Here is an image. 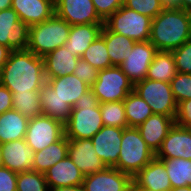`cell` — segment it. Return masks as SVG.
<instances>
[{"label":"cell","mask_w":191,"mask_h":191,"mask_svg":"<svg viewBox=\"0 0 191 191\" xmlns=\"http://www.w3.org/2000/svg\"><path fill=\"white\" fill-rule=\"evenodd\" d=\"M46 83L44 59L29 50L11 51L0 72V84L12 93L41 90Z\"/></svg>","instance_id":"1"},{"label":"cell","mask_w":191,"mask_h":191,"mask_svg":"<svg viewBox=\"0 0 191 191\" xmlns=\"http://www.w3.org/2000/svg\"><path fill=\"white\" fill-rule=\"evenodd\" d=\"M191 39V13L163 9L152 19L149 42L159 51H173Z\"/></svg>","instance_id":"2"},{"label":"cell","mask_w":191,"mask_h":191,"mask_svg":"<svg viewBox=\"0 0 191 191\" xmlns=\"http://www.w3.org/2000/svg\"><path fill=\"white\" fill-rule=\"evenodd\" d=\"M98 98L90 89L72 108L69 120L64 124L68 139H91L104 126Z\"/></svg>","instance_id":"3"},{"label":"cell","mask_w":191,"mask_h":191,"mask_svg":"<svg viewBox=\"0 0 191 191\" xmlns=\"http://www.w3.org/2000/svg\"><path fill=\"white\" fill-rule=\"evenodd\" d=\"M70 29L71 25L54 14L48 20L29 27L27 50L44 58L47 54L66 43Z\"/></svg>","instance_id":"4"},{"label":"cell","mask_w":191,"mask_h":191,"mask_svg":"<svg viewBox=\"0 0 191 191\" xmlns=\"http://www.w3.org/2000/svg\"><path fill=\"white\" fill-rule=\"evenodd\" d=\"M120 147L115 168L132 177L156 156L135 127L124 128Z\"/></svg>","instance_id":"5"},{"label":"cell","mask_w":191,"mask_h":191,"mask_svg":"<svg viewBox=\"0 0 191 191\" xmlns=\"http://www.w3.org/2000/svg\"><path fill=\"white\" fill-rule=\"evenodd\" d=\"M152 18L122 5L105 22L112 32L128 37L135 42L150 40Z\"/></svg>","instance_id":"6"},{"label":"cell","mask_w":191,"mask_h":191,"mask_svg":"<svg viewBox=\"0 0 191 191\" xmlns=\"http://www.w3.org/2000/svg\"><path fill=\"white\" fill-rule=\"evenodd\" d=\"M91 90L99 103L123 101L134 90V84L119 66L99 70Z\"/></svg>","instance_id":"7"},{"label":"cell","mask_w":191,"mask_h":191,"mask_svg":"<svg viewBox=\"0 0 191 191\" xmlns=\"http://www.w3.org/2000/svg\"><path fill=\"white\" fill-rule=\"evenodd\" d=\"M134 91L145 100L155 114L175 117L177 102L169 82L155 81L145 78L134 85Z\"/></svg>","instance_id":"8"},{"label":"cell","mask_w":191,"mask_h":191,"mask_svg":"<svg viewBox=\"0 0 191 191\" xmlns=\"http://www.w3.org/2000/svg\"><path fill=\"white\" fill-rule=\"evenodd\" d=\"M64 135V124L61 121L39 115L29 118L25 141L34 152H38L57 142Z\"/></svg>","instance_id":"9"},{"label":"cell","mask_w":191,"mask_h":191,"mask_svg":"<svg viewBox=\"0 0 191 191\" xmlns=\"http://www.w3.org/2000/svg\"><path fill=\"white\" fill-rule=\"evenodd\" d=\"M29 25L19 19L12 8L0 11V45L11 51L26 50L29 42Z\"/></svg>","instance_id":"10"},{"label":"cell","mask_w":191,"mask_h":191,"mask_svg":"<svg viewBox=\"0 0 191 191\" xmlns=\"http://www.w3.org/2000/svg\"><path fill=\"white\" fill-rule=\"evenodd\" d=\"M55 14L69 25L104 24L92 0H55Z\"/></svg>","instance_id":"11"},{"label":"cell","mask_w":191,"mask_h":191,"mask_svg":"<svg viewBox=\"0 0 191 191\" xmlns=\"http://www.w3.org/2000/svg\"><path fill=\"white\" fill-rule=\"evenodd\" d=\"M158 50L149 42H136L120 68L135 85L146 78L147 71Z\"/></svg>","instance_id":"12"},{"label":"cell","mask_w":191,"mask_h":191,"mask_svg":"<svg viewBox=\"0 0 191 191\" xmlns=\"http://www.w3.org/2000/svg\"><path fill=\"white\" fill-rule=\"evenodd\" d=\"M124 128L103 126L92 138L97 156L106 167H116Z\"/></svg>","instance_id":"13"},{"label":"cell","mask_w":191,"mask_h":191,"mask_svg":"<svg viewBox=\"0 0 191 191\" xmlns=\"http://www.w3.org/2000/svg\"><path fill=\"white\" fill-rule=\"evenodd\" d=\"M133 183V177L114 167L84 176L82 186L84 191H128Z\"/></svg>","instance_id":"14"},{"label":"cell","mask_w":191,"mask_h":191,"mask_svg":"<svg viewBox=\"0 0 191 191\" xmlns=\"http://www.w3.org/2000/svg\"><path fill=\"white\" fill-rule=\"evenodd\" d=\"M0 147L2 166L16 173L33 170L35 152L25 138L0 144Z\"/></svg>","instance_id":"15"},{"label":"cell","mask_w":191,"mask_h":191,"mask_svg":"<svg viewBox=\"0 0 191 191\" xmlns=\"http://www.w3.org/2000/svg\"><path fill=\"white\" fill-rule=\"evenodd\" d=\"M68 140V156L84 176L106 168L105 164L97 156L91 139Z\"/></svg>","instance_id":"16"},{"label":"cell","mask_w":191,"mask_h":191,"mask_svg":"<svg viewBox=\"0 0 191 191\" xmlns=\"http://www.w3.org/2000/svg\"><path fill=\"white\" fill-rule=\"evenodd\" d=\"M156 157L158 159L184 158L191 160V130L174 124L163 140Z\"/></svg>","instance_id":"17"},{"label":"cell","mask_w":191,"mask_h":191,"mask_svg":"<svg viewBox=\"0 0 191 191\" xmlns=\"http://www.w3.org/2000/svg\"><path fill=\"white\" fill-rule=\"evenodd\" d=\"M174 124L175 117L153 113L137 129L148 147L156 154Z\"/></svg>","instance_id":"18"},{"label":"cell","mask_w":191,"mask_h":191,"mask_svg":"<svg viewBox=\"0 0 191 191\" xmlns=\"http://www.w3.org/2000/svg\"><path fill=\"white\" fill-rule=\"evenodd\" d=\"M11 8L29 26L42 23L55 14V0H12Z\"/></svg>","instance_id":"19"},{"label":"cell","mask_w":191,"mask_h":191,"mask_svg":"<svg viewBox=\"0 0 191 191\" xmlns=\"http://www.w3.org/2000/svg\"><path fill=\"white\" fill-rule=\"evenodd\" d=\"M133 183L139 188L154 191H169L172 188L165 165L156 156L133 177Z\"/></svg>","instance_id":"20"},{"label":"cell","mask_w":191,"mask_h":191,"mask_svg":"<svg viewBox=\"0 0 191 191\" xmlns=\"http://www.w3.org/2000/svg\"><path fill=\"white\" fill-rule=\"evenodd\" d=\"M44 176L50 190L64 186H80L84 180V175L68 155L49 168Z\"/></svg>","instance_id":"21"},{"label":"cell","mask_w":191,"mask_h":191,"mask_svg":"<svg viewBox=\"0 0 191 191\" xmlns=\"http://www.w3.org/2000/svg\"><path fill=\"white\" fill-rule=\"evenodd\" d=\"M103 26L104 24L71 25L65 48L73 56L81 58L90 44L100 36Z\"/></svg>","instance_id":"22"},{"label":"cell","mask_w":191,"mask_h":191,"mask_svg":"<svg viewBox=\"0 0 191 191\" xmlns=\"http://www.w3.org/2000/svg\"><path fill=\"white\" fill-rule=\"evenodd\" d=\"M79 58L73 56L64 45L53 50L43 58L45 78H59L73 74Z\"/></svg>","instance_id":"23"},{"label":"cell","mask_w":191,"mask_h":191,"mask_svg":"<svg viewBox=\"0 0 191 191\" xmlns=\"http://www.w3.org/2000/svg\"><path fill=\"white\" fill-rule=\"evenodd\" d=\"M46 83L53 88L58 97L72 107L85 92L91 89L74 74L59 78H46Z\"/></svg>","instance_id":"24"},{"label":"cell","mask_w":191,"mask_h":191,"mask_svg":"<svg viewBox=\"0 0 191 191\" xmlns=\"http://www.w3.org/2000/svg\"><path fill=\"white\" fill-rule=\"evenodd\" d=\"M42 115L52 117L65 124L71 115L72 106L57 96L47 83L39 93Z\"/></svg>","instance_id":"25"},{"label":"cell","mask_w":191,"mask_h":191,"mask_svg":"<svg viewBox=\"0 0 191 191\" xmlns=\"http://www.w3.org/2000/svg\"><path fill=\"white\" fill-rule=\"evenodd\" d=\"M28 121L14 109L0 114V144L25 138Z\"/></svg>","instance_id":"26"},{"label":"cell","mask_w":191,"mask_h":191,"mask_svg":"<svg viewBox=\"0 0 191 191\" xmlns=\"http://www.w3.org/2000/svg\"><path fill=\"white\" fill-rule=\"evenodd\" d=\"M69 140L64 135L60 140L50 146L35 152L33 158V170L45 174V172L54 166L60 160L68 155Z\"/></svg>","instance_id":"27"},{"label":"cell","mask_w":191,"mask_h":191,"mask_svg":"<svg viewBox=\"0 0 191 191\" xmlns=\"http://www.w3.org/2000/svg\"><path fill=\"white\" fill-rule=\"evenodd\" d=\"M106 43L109 58L113 66H120L127 59V54L131 53L134 40L110 31L105 25L100 34Z\"/></svg>","instance_id":"28"},{"label":"cell","mask_w":191,"mask_h":191,"mask_svg":"<svg viewBox=\"0 0 191 191\" xmlns=\"http://www.w3.org/2000/svg\"><path fill=\"white\" fill-rule=\"evenodd\" d=\"M176 73L177 68L172 51L158 50L148 68L146 78L170 83Z\"/></svg>","instance_id":"29"},{"label":"cell","mask_w":191,"mask_h":191,"mask_svg":"<svg viewBox=\"0 0 191 191\" xmlns=\"http://www.w3.org/2000/svg\"><path fill=\"white\" fill-rule=\"evenodd\" d=\"M123 102L128 127L137 128L153 114L151 107L134 90L128 94Z\"/></svg>","instance_id":"30"},{"label":"cell","mask_w":191,"mask_h":191,"mask_svg":"<svg viewBox=\"0 0 191 191\" xmlns=\"http://www.w3.org/2000/svg\"><path fill=\"white\" fill-rule=\"evenodd\" d=\"M165 165L172 188L191 187V160L184 158L161 159Z\"/></svg>","instance_id":"31"},{"label":"cell","mask_w":191,"mask_h":191,"mask_svg":"<svg viewBox=\"0 0 191 191\" xmlns=\"http://www.w3.org/2000/svg\"><path fill=\"white\" fill-rule=\"evenodd\" d=\"M39 93L40 90L27 91L24 93H12V109L28 118L42 115Z\"/></svg>","instance_id":"32"},{"label":"cell","mask_w":191,"mask_h":191,"mask_svg":"<svg viewBox=\"0 0 191 191\" xmlns=\"http://www.w3.org/2000/svg\"><path fill=\"white\" fill-rule=\"evenodd\" d=\"M81 58L97 70H103L113 66L109 58L105 40L101 35L90 44Z\"/></svg>","instance_id":"33"},{"label":"cell","mask_w":191,"mask_h":191,"mask_svg":"<svg viewBox=\"0 0 191 191\" xmlns=\"http://www.w3.org/2000/svg\"><path fill=\"white\" fill-rule=\"evenodd\" d=\"M99 105L104 126L128 127L123 101L105 102Z\"/></svg>","instance_id":"34"},{"label":"cell","mask_w":191,"mask_h":191,"mask_svg":"<svg viewBox=\"0 0 191 191\" xmlns=\"http://www.w3.org/2000/svg\"><path fill=\"white\" fill-rule=\"evenodd\" d=\"M16 191H50L44 174L37 171L18 173Z\"/></svg>","instance_id":"35"},{"label":"cell","mask_w":191,"mask_h":191,"mask_svg":"<svg viewBox=\"0 0 191 191\" xmlns=\"http://www.w3.org/2000/svg\"><path fill=\"white\" fill-rule=\"evenodd\" d=\"M170 85L177 104L191 99V74L177 72Z\"/></svg>","instance_id":"36"},{"label":"cell","mask_w":191,"mask_h":191,"mask_svg":"<svg viewBox=\"0 0 191 191\" xmlns=\"http://www.w3.org/2000/svg\"><path fill=\"white\" fill-rule=\"evenodd\" d=\"M123 5L152 19L164 9L160 0H123Z\"/></svg>","instance_id":"37"},{"label":"cell","mask_w":191,"mask_h":191,"mask_svg":"<svg viewBox=\"0 0 191 191\" xmlns=\"http://www.w3.org/2000/svg\"><path fill=\"white\" fill-rule=\"evenodd\" d=\"M178 73L191 74V39L172 51Z\"/></svg>","instance_id":"38"},{"label":"cell","mask_w":191,"mask_h":191,"mask_svg":"<svg viewBox=\"0 0 191 191\" xmlns=\"http://www.w3.org/2000/svg\"><path fill=\"white\" fill-rule=\"evenodd\" d=\"M99 70L94 68L91 64L86 62L84 59L79 58L77 65L73 71V74L81 79L85 84L90 87L98 79Z\"/></svg>","instance_id":"39"},{"label":"cell","mask_w":191,"mask_h":191,"mask_svg":"<svg viewBox=\"0 0 191 191\" xmlns=\"http://www.w3.org/2000/svg\"><path fill=\"white\" fill-rule=\"evenodd\" d=\"M98 16L105 22L123 5V0H92Z\"/></svg>","instance_id":"40"},{"label":"cell","mask_w":191,"mask_h":191,"mask_svg":"<svg viewBox=\"0 0 191 191\" xmlns=\"http://www.w3.org/2000/svg\"><path fill=\"white\" fill-rule=\"evenodd\" d=\"M175 124L191 129V99L183 100L177 104Z\"/></svg>","instance_id":"41"},{"label":"cell","mask_w":191,"mask_h":191,"mask_svg":"<svg viewBox=\"0 0 191 191\" xmlns=\"http://www.w3.org/2000/svg\"><path fill=\"white\" fill-rule=\"evenodd\" d=\"M18 173L0 166V191H16Z\"/></svg>","instance_id":"42"},{"label":"cell","mask_w":191,"mask_h":191,"mask_svg":"<svg viewBox=\"0 0 191 191\" xmlns=\"http://www.w3.org/2000/svg\"><path fill=\"white\" fill-rule=\"evenodd\" d=\"M13 107L12 92L0 84V114L11 110Z\"/></svg>","instance_id":"43"},{"label":"cell","mask_w":191,"mask_h":191,"mask_svg":"<svg viewBox=\"0 0 191 191\" xmlns=\"http://www.w3.org/2000/svg\"><path fill=\"white\" fill-rule=\"evenodd\" d=\"M164 9H182L181 0H160Z\"/></svg>","instance_id":"44"},{"label":"cell","mask_w":191,"mask_h":191,"mask_svg":"<svg viewBox=\"0 0 191 191\" xmlns=\"http://www.w3.org/2000/svg\"><path fill=\"white\" fill-rule=\"evenodd\" d=\"M11 50L8 47L0 45V72L3 69L8 57L10 55Z\"/></svg>","instance_id":"45"},{"label":"cell","mask_w":191,"mask_h":191,"mask_svg":"<svg viewBox=\"0 0 191 191\" xmlns=\"http://www.w3.org/2000/svg\"><path fill=\"white\" fill-rule=\"evenodd\" d=\"M50 191H84L82 185L80 186H64L55 189H51Z\"/></svg>","instance_id":"46"},{"label":"cell","mask_w":191,"mask_h":191,"mask_svg":"<svg viewBox=\"0 0 191 191\" xmlns=\"http://www.w3.org/2000/svg\"><path fill=\"white\" fill-rule=\"evenodd\" d=\"M12 0H0V11L11 8Z\"/></svg>","instance_id":"47"},{"label":"cell","mask_w":191,"mask_h":191,"mask_svg":"<svg viewBox=\"0 0 191 191\" xmlns=\"http://www.w3.org/2000/svg\"><path fill=\"white\" fill-rule=\"evenodd\" d=\"M182 9L191 13V0H181Z\"/></svg>","instance_id":"48"},{"label":"cell","mask_w":191,"mask_h":191,"mask_svg":"<svg viewBox=\"0 0 191 191\" xmlns=\"http://www.w3.org/2000/svg\"><path fill=\"white\" fill-rule=\"evenodd\" d=\"M169 191H191V187L187 185L178 188H171Z\"/></svg>","instance_id":"49"},{"label":"cell","mask_w":191,"mask_h":191,"mask_svg":"<svg viewBox=\"0 0 191 191\" xmlns=\"http://www.w3.org/2000/svg\"><path fill=\"white\" fill-rule=\"evenodd\" d=\"M128 191H142L136 184L132 183L129 188Z\"/></svg>","instance_id":"50"},{"label":"cell","mask_w":191,"mask_h":191,"mask_svg":"<svg viewBox=\"0 0 191 191\" xmlns=\"http://www.w3.org/2000/svg\"><path fill=\"white\" fill-rule=\"evenodd\" d=\"M142 191H154L152 189H145V188H140Z\"/></svg>","instance_id":"51"},{"label":"cell","mask_w":191,"mask_h":191,"mask_svg":"<svg viewBox=\"0 0 191 191\" xmlns=\"http://www.w3.org/2000/svg\"><path fill=\"white\" fill-rule=\"evenodd\" d=\"M1 147H0V166H1Z\"/></svg>","instance_id":"52"}]
</instances>
